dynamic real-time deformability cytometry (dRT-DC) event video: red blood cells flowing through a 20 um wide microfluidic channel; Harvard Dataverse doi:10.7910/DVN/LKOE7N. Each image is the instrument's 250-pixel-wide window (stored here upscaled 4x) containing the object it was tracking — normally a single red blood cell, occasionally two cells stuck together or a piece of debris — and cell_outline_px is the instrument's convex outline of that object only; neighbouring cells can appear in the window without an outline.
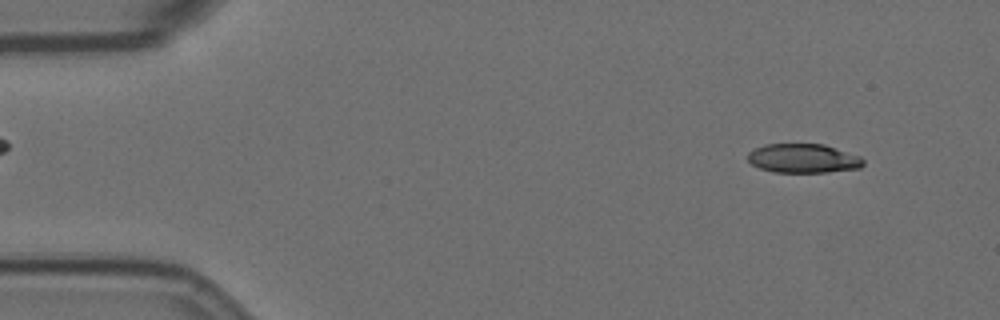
{"species": "Egyptian fruit bat (a non-hibernating species)", "species_latin": "Rousettus aegyptiacus", "temperature_condition": "room temperature", "stored_images_in_passage": 56, "camera_frame_rate_fps": 3000, "um_per_image_px": 0.085, "animal": {"sex": "female"}, "frame": {"image": 1, "passage_image": 5, "time_ms": 1.333, "image_size_px": [1000, 320], "cell_outline_px": [[864, 164], [860, 168], [828, 172], [772, 172], [760, 168], [752, 164], [748, 160], [748, 152], [764, 144], [824, 144], [860, 156], [864, 160]], "centroid_in_image_um": [68.28, 13.46], "position_along_channel_um": 16.7, "area_um2": 19.59}}
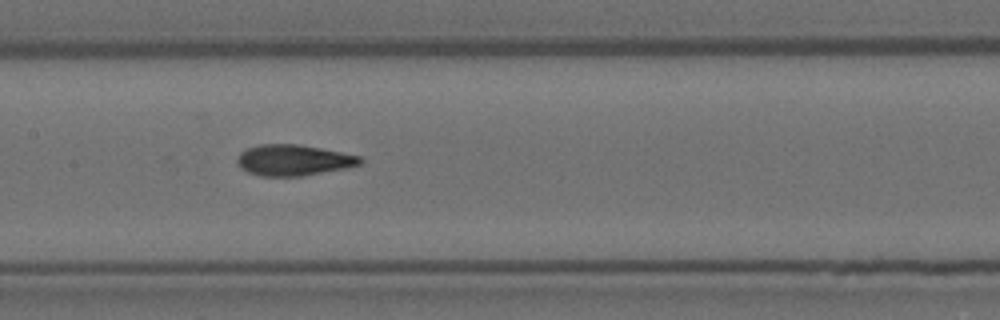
{"frame": {"image": 2, "passage_image": 27, "time_ms": 8.667, "image_size_px": [1000, 320], "cell_outline_px": [[364, 164], [344, 168], [300, 176], [260, 176], [248, 172], [240, 168], [236, 160], [240, 152], [244, 148], [260, 144], [296, 144], [320, 148], [360, 156], [364, 160]], "centroid_in_image_um": [24.91, 13.61], "position_along_channel_um": 182.5, "area_um2": 22.2}}
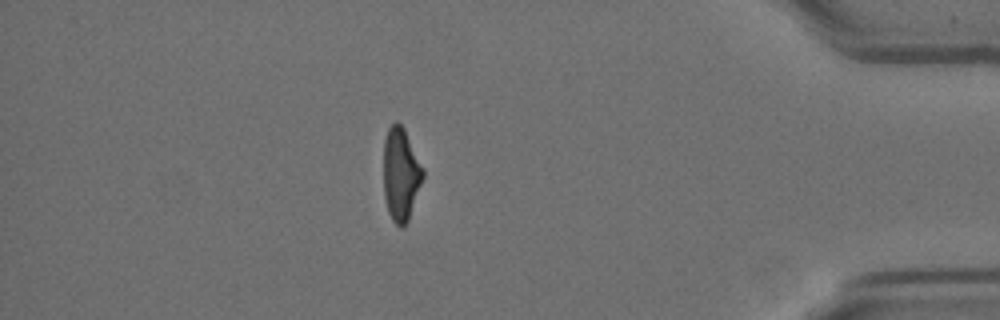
{"frame": {"image": 3, "passage_image": 49, "time_ms": 16.0, "image_size_px": [1000, 320], "cell_outline_px": [[424, 176], [408, 220], [400, 228], [392, 220], [388, 212], [384, 196], [384, 140], [388, 128], [396, 120], [404, 128], [424, 168]], "centroid_in_image_um": [34.07, 14.79], "position_along_channel_um": 401.1, "area_um2": 21.33}, "authors_computed_cell_mechanics": {"area_um2": 21.7328, "velocity_mm_per_s": 3.5691, "shape_relaxation_time_tau1_ms": 5.386, "shape_relaxation_time_tau2_ms": 2.0444, "deformation_change_tau1": 0.2163, "deformation_change_tau2": 0.1081}}